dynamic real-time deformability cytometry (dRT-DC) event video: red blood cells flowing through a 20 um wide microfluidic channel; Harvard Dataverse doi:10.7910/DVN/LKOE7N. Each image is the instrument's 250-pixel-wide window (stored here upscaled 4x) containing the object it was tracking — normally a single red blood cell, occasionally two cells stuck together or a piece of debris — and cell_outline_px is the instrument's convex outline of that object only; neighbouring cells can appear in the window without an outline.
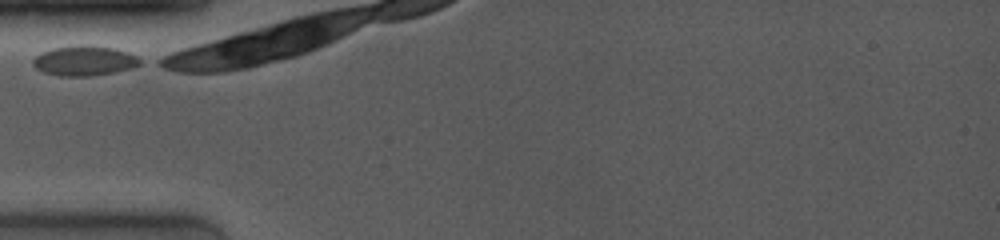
{"species": "common noctule bat (a hibernating species)", "species_latin": "Nyctalus noctula", "temperature_condition": "room temperature", "stored_images_in_passage": 7, "camera_frame_rate_fps": 4000, "um_per_image_px": 0.085, "animal": {"sex": "female", "body_mass_g": 19.0, "forearm_length_mm": 53.3}, "frame": {"image": 1, "passage_image": 1, "time_ms": 0.0, "image_size_px": [1000, 240], "cell_outline_px": [[144, 60], [140, 64], [132, 68], [112, 72], [88, 76], [60, 76], [44, 72], [36, 68], [32, 64], [32, 60], [40, 52], [52, 48], [76, 44], [80, 44], [116, 48], [128, 52]], "centroid_in_image_um": [7.16, 5.14], "position_along_channel_um": 77.8, "area_um2": 18.84}}